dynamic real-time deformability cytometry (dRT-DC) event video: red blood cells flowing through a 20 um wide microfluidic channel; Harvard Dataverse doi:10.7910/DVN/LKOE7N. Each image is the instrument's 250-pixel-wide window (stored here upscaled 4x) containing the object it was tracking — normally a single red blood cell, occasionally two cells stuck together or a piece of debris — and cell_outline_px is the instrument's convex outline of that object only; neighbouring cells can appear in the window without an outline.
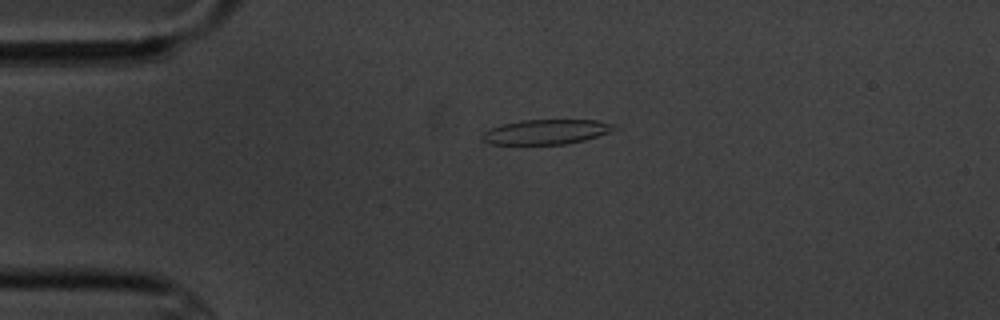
{"species": "common noctule bat (a hibernating species)", "species_latin": "Nyctalus noctula", "temperature_condition": "cold", "stored_images_in_passage": 2, "camera_frame_rate_fps": 3000, "um_per_image_px": 0.085, "animal": {"sex": "male", "body_mass_g": 20.1, "forearm_length_mm": 53.5}, "frame": {"image": 1, "passage_image": 1, "time_ms": 0.0, "image_size_px": [1000, 320], "cell_outline_px": [[620, 128], [584, 140], [568, 144], [492, 144], [480, 140], [480, 136], [484, 132], [492, 128], [504, 124], [520, 120], [596, 120], [616, 124]], "centroid_in_image_um": [46.45, 11.21], "position_along_channel_um": 38.6, "area_um2": 19.07}}
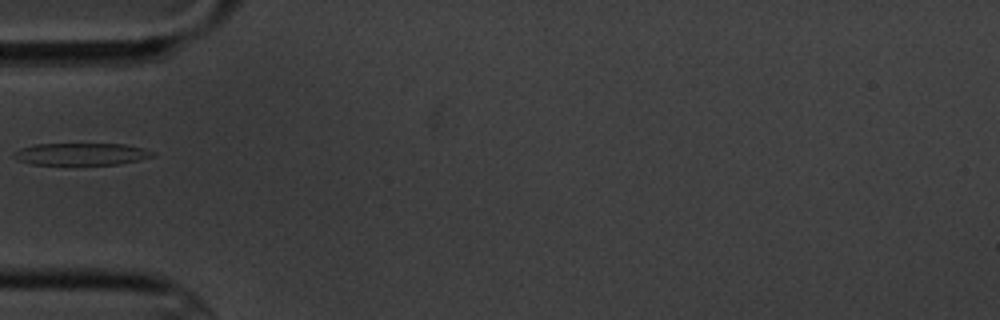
{"frame": {"image": 2, "passage_image": 2, "time_ms": 2.0, "image_size_px": [1000, 320], "cell_outline_px": [[156, 156], [120, 164], [32, 164], [16, 160], [12, 156], [12, 152], [20, 148], [36, 144], [124, 144], [144, 148], [152, 152]], "centroid_in_image_um": [6.87, 13.09], "position_along_channel_um": 78.1, "area_um2": 17.86}}